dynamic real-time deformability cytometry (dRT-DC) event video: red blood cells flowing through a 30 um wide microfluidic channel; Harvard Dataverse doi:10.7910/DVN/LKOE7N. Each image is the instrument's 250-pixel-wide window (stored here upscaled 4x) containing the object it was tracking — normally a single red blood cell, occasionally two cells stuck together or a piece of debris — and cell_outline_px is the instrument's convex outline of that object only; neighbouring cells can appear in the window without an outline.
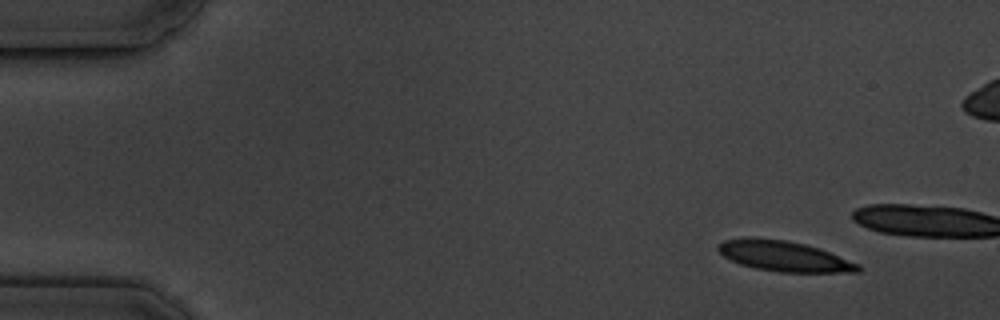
{"species": "common noctule bat (a hibernating species)", "species_latin": "Nyctalus noctula", "temperature_condition": "cold", "stored_images_in_passage": 4, "camera_frame_rate_fps": 3000, "um_per_image_px": 0.085, "animal": {"sex": "male", "body_mass_g": 19.5, "forearm_length_mm": 54.6}, "frame": {"image": 1, "passage_image": 1, "time_ms": 0.0, "image_size_px": [1000, 320], "cell_outline_px": [[860, 272], [780, 272], [756, 268], [740, 264], [724, 256], [716, 248], [716, 244], [724, 240], [744, 236], [756, 236], [788, 240], [820, 248], [860, 264]], "centroid_in_image_um": [66.61, 21.74], "position_along_channel_um": 18.4, "area_um2": 25.14}}